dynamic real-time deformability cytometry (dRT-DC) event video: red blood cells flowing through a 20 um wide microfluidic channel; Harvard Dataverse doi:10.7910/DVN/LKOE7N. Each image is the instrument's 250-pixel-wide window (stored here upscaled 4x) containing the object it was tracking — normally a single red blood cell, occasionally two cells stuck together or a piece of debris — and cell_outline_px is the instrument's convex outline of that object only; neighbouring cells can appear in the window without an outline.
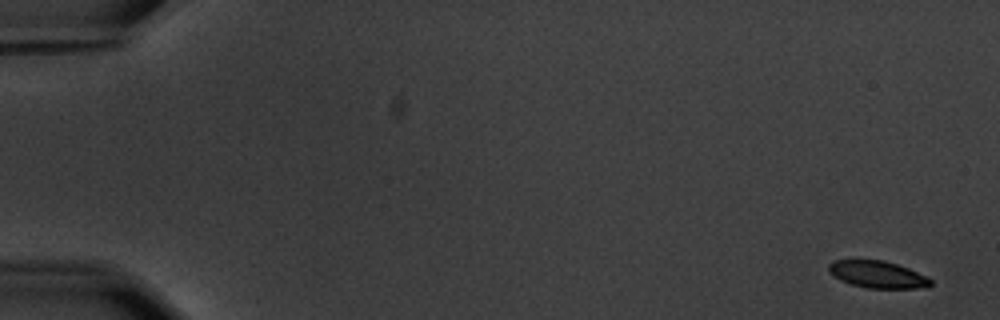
{"species": "common noctule bat (a hibernating species)", "species_latin": "Nyctalus noctula", "temperature_condition": "warm", "stored_images_in_passage": 6, "camera_frame_rate_fps": 3000, "um_per_image_px": 0.085, "animal": {"sex": "male", "body_mass_g": 20.1, "forearm_length_mm": 53.5}, "frame": {"image": 1, "passage_image": 1, "time_ms": 0.0, "image_size_px": [1000, 320], "cell_outline_px": [[932, 284], [928, 288], [868, 288], [852, 284], [840, 280], [828, 272], [828, 264], [836, 260], [856, 256], [884, 260], [908, 268], [928, 276], [932, 280]], "centroid_in_image_um": [74.56, 23.28], "position_along_channel_um": 10.4, "area_um2": 16.82}}
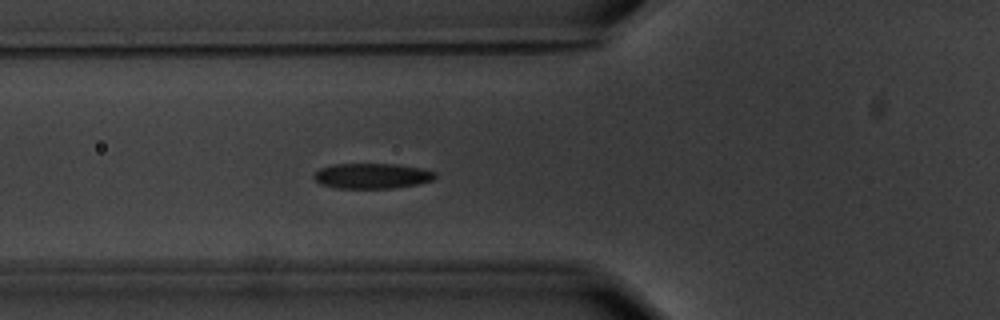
{"frame": {"image": 2, "passage_image": 6, "time_ms": 6.667, "image_size_px": [1000, 320], "cell_outline_px": [[436, 176], [432, 180], [420, 184], [392, 188], [336, 188], [320, 184], [312, 176], [320, 168], [332, 164], [396, 164], [424, 168], [436, 172]], "centroid_in_image_um": [31.64, 14.95], "position_along_channel_um": 94.2, "area_um2": 18.03}}